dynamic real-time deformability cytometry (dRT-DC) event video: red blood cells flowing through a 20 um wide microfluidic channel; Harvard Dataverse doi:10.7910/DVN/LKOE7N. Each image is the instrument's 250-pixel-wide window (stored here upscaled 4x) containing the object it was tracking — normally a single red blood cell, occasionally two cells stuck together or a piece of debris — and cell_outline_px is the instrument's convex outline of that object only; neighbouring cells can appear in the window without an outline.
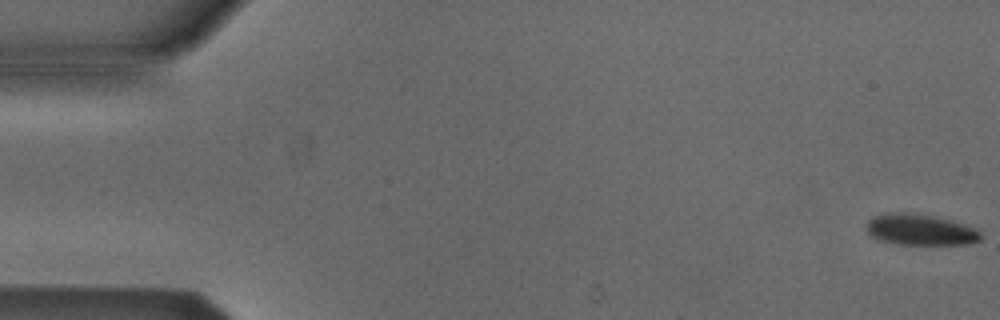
{"species": "Egyptian fruit bat (a non-hibernating species)", "species_latin": "Rousettus aegyptiacus", "temperature_condition": "cold", "stored_images_in_passage": 6, "segment_of_instrument_passage": [1, 2], "camera_frame_rate_fps": 3000, "um_per_image_px": 0.085, "animal": {"sex": "male"}, "frame": {"image": 1, "passage_image": 1, "time_ms": 0.0, "image_size_px": [1000, 320], "cell_outline_px": [[980, 240], [968, 244], [896, 244], [880, 240], [872, 236], [868, 232], [868, 220], [872, 216], [888, 212], [900, 212], [932, 216], [952, 220], [964, 224], [980, 232]], "centroid_in_image_um": [78.2, 19.52], "position_along_channel_um": 6.8, "area_um2": 20.4}}